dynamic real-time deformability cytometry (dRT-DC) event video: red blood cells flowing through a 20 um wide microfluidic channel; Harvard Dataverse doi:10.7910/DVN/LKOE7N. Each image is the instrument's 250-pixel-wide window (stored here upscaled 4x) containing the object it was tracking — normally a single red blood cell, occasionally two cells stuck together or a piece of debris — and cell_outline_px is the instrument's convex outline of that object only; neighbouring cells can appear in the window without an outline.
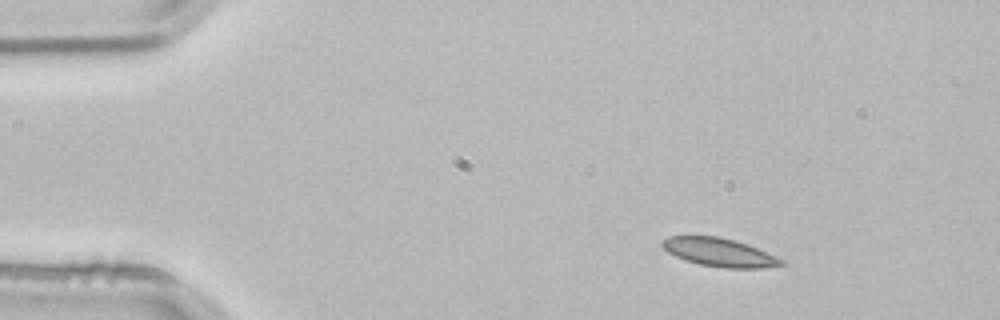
{"species": "common noctule bat (a hibernating species)", "species_latin": "Nyctalus noctula", "temperature_condition": "room temperature", "stored_images_in_passage": 2, "camera_frame_rate_fps": 3000, "um_per_image_px": 0.085, "animal": {"sex": "male", "body_mass_g": 21.5, "forearm_length_mm": 52.0}, "frame": {"image": 1, "passage_image": 1, "time_ms": 0.0, "image_size_px": [1000, 320], "cell_outline_px": [[784, 264], [760, 268], [728, 268], [700, 264], [684, 260], [668, 252], [660, 244], [668, 236], [716, 236], [736, 240], [748, 244], [784, 260]], "centroid_in_image_um": [61.13, 21.44], "position_along_channel_um": 23.9, "area_um2": 19.48}}